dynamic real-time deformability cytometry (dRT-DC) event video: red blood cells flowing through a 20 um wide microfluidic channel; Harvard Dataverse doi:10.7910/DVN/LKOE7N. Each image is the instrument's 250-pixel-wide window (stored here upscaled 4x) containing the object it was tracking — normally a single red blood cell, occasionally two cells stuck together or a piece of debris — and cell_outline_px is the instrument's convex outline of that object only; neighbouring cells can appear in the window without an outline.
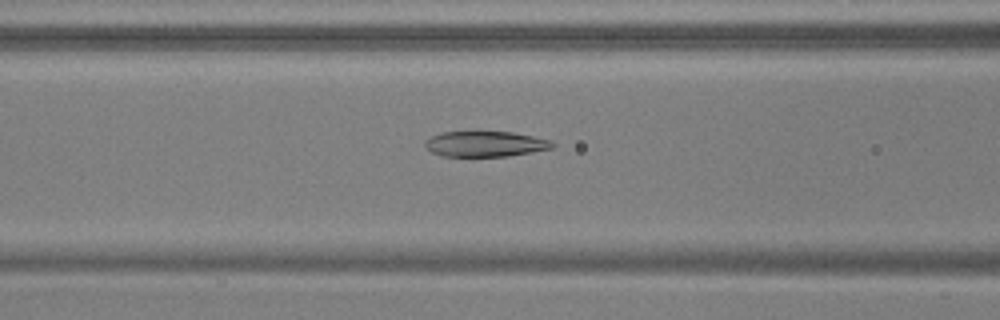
{"species": "common noctule bat (a hibernating species)", "species_latin": "Nyctalus noctula", "temperature_condition": "warm", "stored_images_in_passage": 54, "camera_frame_rate_fps": 3000, "um_per_image_px": 0.085, "animal": {"sex": "male", "body_mass_g": 17.9, "forearm_length_mm": 54.2}, "frame": {"image": 1, "passage_image": 23, "time_ms": 7.333, "image_size_px": [1000, 320], "cell_outline_px": [[556, 144], [552, 148], [508, 156], [440, 156], [432, 152], [424, 144], [424, 140], [432, 136], [444, 132], [512, 132], [552, 140]], "centroid_in_image_um": [41.26, 12.24], "position_along_channel_um": 125.3, "area_um2": 18.79}}
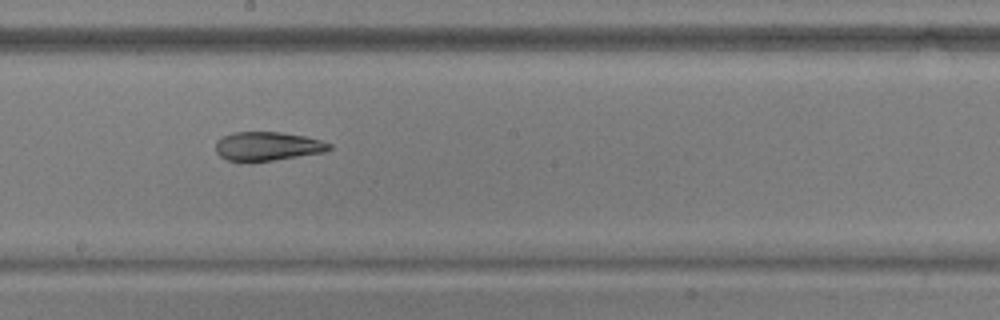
{"frame": {"image": 2, "passage_image": 31, "time_ms": 10.0, "image_size_px": [1000, 320], "cell_outline_px": [[332, 148], [324, 152], [252, 164], [228, 160], [220, 156], [216, 152], [216, 140], [232, 132], [280, 132], [304, 136], [320, 140], [332, 144]], "centroid_in_image_um": [22.71, 12.46], "position_along_channel_um": 225.5, "area_um2": 19.54}}
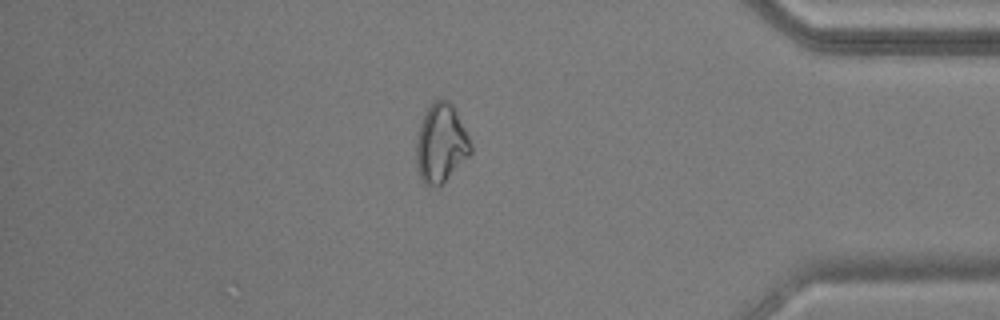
{"frame": {"image": 3, "passage_image": 47, "time_ms": 15.333, "image_size_px": [1000, 320], "cell_outline_px": [[472, 152], [440, 188], [428, 188], [420, 180], [416, 164], [416, 144], [420, 124], [428, 108], [436, 100], [448, 100], [452, 104], [472, 144]], "centroid_in_image_um": [37.47, 12.28], "position_along_channel_um": 397.7, "area_um2": 25.09}, "authors_computed_cell_mechanics": {"area_um2": 23.3223, "velocity_mm_per_s": 3.7592, "shape_relaxation_time_tau1_ms": null, "shape_relaxation_time_tau2_ms": 2.9748, "deformation_change_tau1": null, "deformation_change_tau2": 0.0922}}